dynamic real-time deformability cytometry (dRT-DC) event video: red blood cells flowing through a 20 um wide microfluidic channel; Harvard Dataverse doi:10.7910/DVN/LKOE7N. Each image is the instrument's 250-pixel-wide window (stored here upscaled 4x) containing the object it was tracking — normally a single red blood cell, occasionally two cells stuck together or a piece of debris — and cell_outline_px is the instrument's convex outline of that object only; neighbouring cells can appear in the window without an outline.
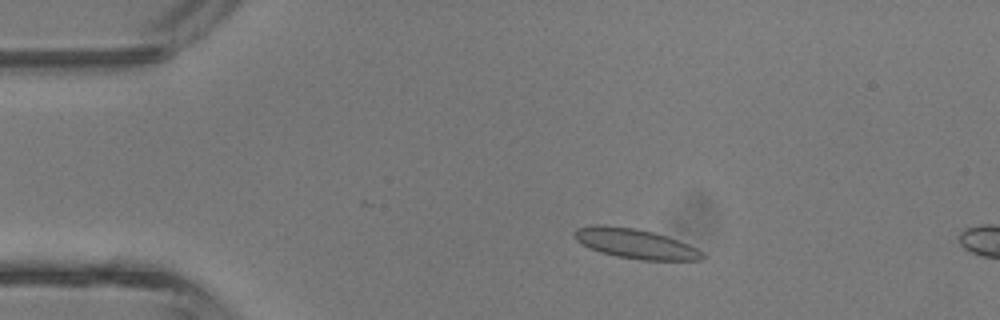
{"species": "common noctule bat (a hibernating species)", "species_latin": "Nyctalus noctula", "temperature_condition": "room temperature", "stored_images_in_passage": 10, "camera_frame_rate_fps": 3000, "um_per_image_px": 0.085, "animal": {"sex": "male", "body_mass_g": 13.3}, "frame": {"image": 1, "passage_image": 7, "time_ms": 2.0, "image_size_px": [1000, 320], "cell_outline_px": [[708, 256], [700, 260], [640, 260], [616, 256], [600, 252], [588, 248], [576, 240], [572, 236], [572, 232], [576, 228], [592, 224], [604, 224], [632, 228], [652, 232], [668, 236], [688, 244], [704, 252]], "centroid_in_image_um": [53.97, 20.7], "position_along_channel_um": 31.0, "area_um2": 22.54}}